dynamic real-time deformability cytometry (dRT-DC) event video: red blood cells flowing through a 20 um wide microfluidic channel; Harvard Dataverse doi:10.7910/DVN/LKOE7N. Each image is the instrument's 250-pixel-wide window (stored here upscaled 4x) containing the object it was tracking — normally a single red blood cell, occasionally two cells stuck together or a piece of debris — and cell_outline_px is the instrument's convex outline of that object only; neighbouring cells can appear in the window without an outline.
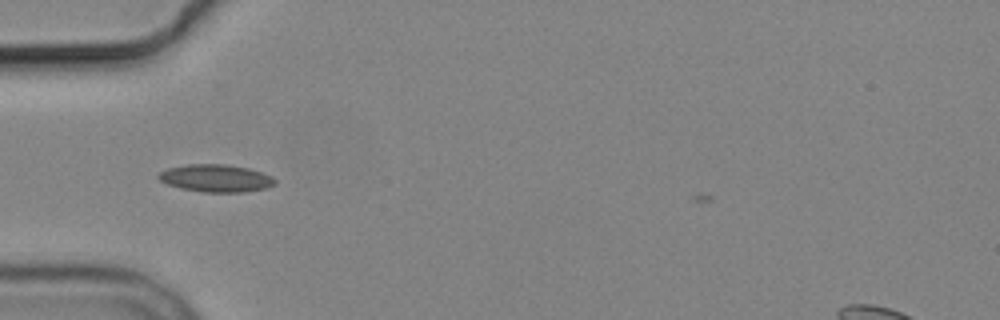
{"species": "common noctule bat (a hibernating species)", "species_latin": "Nyctalus noctula", "temperature_condition": "cold", "stored_images_in_passage": 3, "camera_frame_rate_fps": 3000, "um_per_image_px": 0.085, "animal": {"sex": "male", "body_mass_g": 19.2, "forearm_length_mm": 51.8}, "frame": {"image": 1, "passage_image": 2, "time_ms": 1.0, "image_size_px": [1000, 320], "cell_outline_px": [[276, 184], [268, 188], [244, 192], [204, 192], [180, 188], [168, 184], [160, 180], [156, 176], [160, 172], [168, 168], [188, 164], [224, 164], [248, 168], [272, 176], [276, 180]], "centroid_in_image_um": [18.37, 15.15], "position_along_channel_um": 66.6, "area_um2": 18.67}}
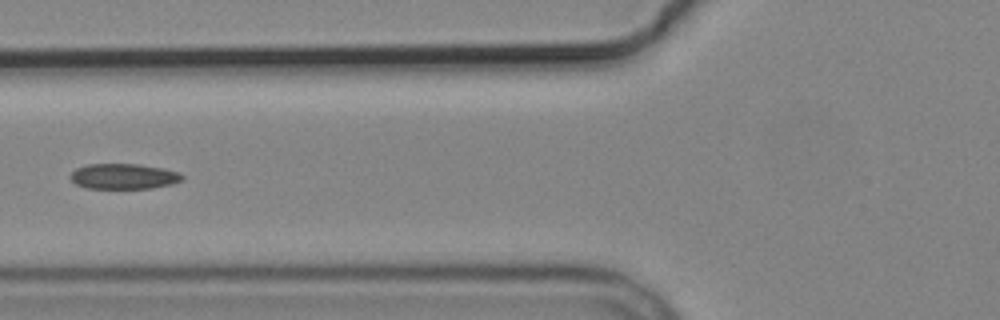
{"frame": {"image": 2, "passage_image": 3, "time_ms": 2.333, "image_size_px": [1000, 320], "cell_outline_px": [[184, 180], [172, 184], [152, 188], [84, 188], [76, 184], [68, 176], [76, 168], [88, 164], [140, 164], [164, 168], [180, 172], [184, 176]], "centroid_in_image_um": [10.54, 14.98], "position_along_channel_um": 115.3, "area_um2": 16.76}}